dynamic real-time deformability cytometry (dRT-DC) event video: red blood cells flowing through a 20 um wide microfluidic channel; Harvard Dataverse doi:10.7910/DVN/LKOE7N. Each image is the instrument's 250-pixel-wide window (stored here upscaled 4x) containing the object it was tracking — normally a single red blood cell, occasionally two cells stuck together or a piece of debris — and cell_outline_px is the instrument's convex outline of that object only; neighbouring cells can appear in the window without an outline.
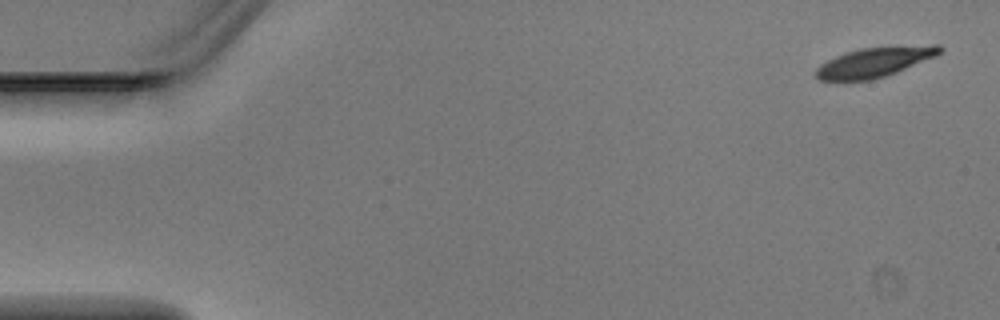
{"species": "Egyptian fruit bat (a non-hibernating species)", "species_latin": "Rousettus aegyptiacus", "temperature_condition": "warm", "stored_images_in_passage": 4, "camera_frame_rate_fps": 3000, "um_per_image_px": 0.085, "animal": {"sex": "male"}, "frame": {"image": 1, "passage_image": 1, "time_ms": 0.0, "image_size_px": [1000, 320], "cell_outline_px": [[944, 48], [936, 56], [896, 72], [884, 76], [868, 80], [820, 80], [816, 76], [816, 68], [820, 64], [836, 56], [860, 48], [932, 44], [940, 44]], "centroid_in_image_um": [74.38, 5.26], "position_along_channel_um": 10.6, "area_um2": 21.27}}
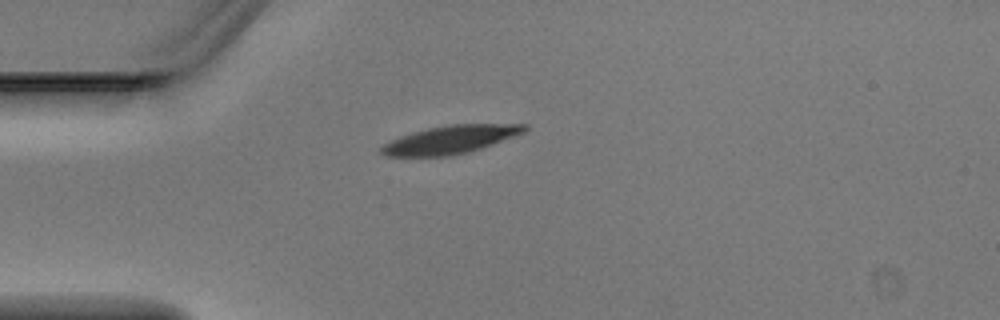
{"frame": {"image": 2, "passage_image": 4, "time_ms": 1.0, "image_size_px": [1000, 320], "cell_outline_px": [[528, 128], [524, 132], [480, 148], [468, 152], [448, 156], [384, 156], [380, 152], [380, 148], [388, 140], [412, 132], [428, 128], [448, 124], [528, 124]], "centroid_in_image_um": [38.23, 11.86], "position_along_channel_um": 46.8, "area_um2": 23.29}}